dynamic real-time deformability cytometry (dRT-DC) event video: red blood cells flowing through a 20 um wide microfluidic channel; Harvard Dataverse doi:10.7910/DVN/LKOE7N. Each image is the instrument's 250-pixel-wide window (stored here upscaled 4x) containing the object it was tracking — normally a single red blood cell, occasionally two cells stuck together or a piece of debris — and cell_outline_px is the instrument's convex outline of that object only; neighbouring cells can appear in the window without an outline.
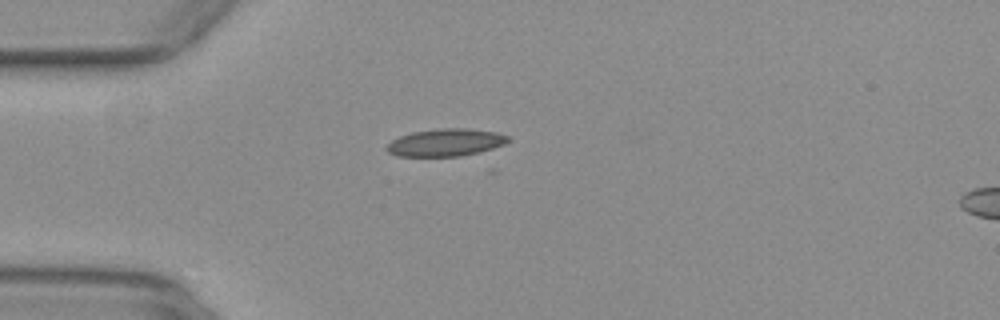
{"species": "common noctule bat (a hibernating species)", "species_latin": "Nyctalus noctula", "temperature_condition": "warm", "stored_images_in_passage": 34, "camera_frame_rate_fps": 3000, "um_per_image_px": 0.085, "animal": {"sex": "female", "body_mass_g": 29.2, "forearm_length_mm": 56.3}, "frame": {"image": 1, "passage_image": 1, "time_ms": 0.0, "image_size_px": [1000, 320], "cell_outline_px": [[508, 140], [504, 144], [492, 148], [460, 156], [396, 156], [388, 152], [384, 148], [392, 140], [400, 136], [412, 132], [440, 128], [468, 128], [496, 132], [508, 136]], "centroid_in_image_um": [37.83, 12.1], "position_along_channel_um": 47.2, "area_um2": 19.25}}
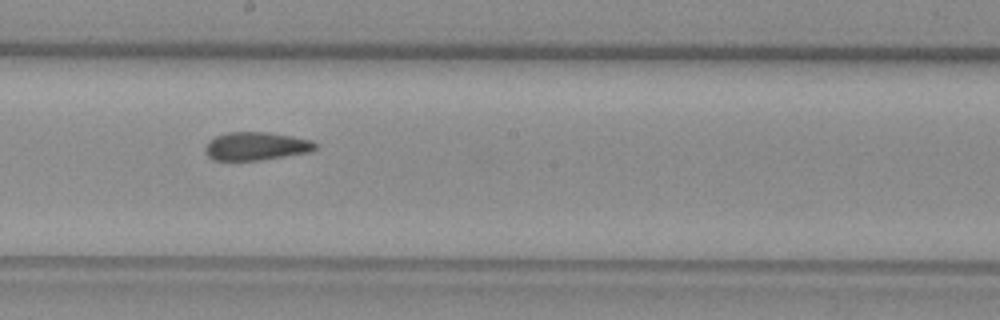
{"frame": {"image": 2, "passage_image": 16, "time_ms": 5.0, "image_size_px": [1000, 320], "cell_outline_px": [[316, 148], [312, 152], [264, 160], [212, 160], [204, 152], [204, 148], [208, 140], [216, 136], [228, 132], [268, 132], [292, 136], [312, 140], [316, 144]], "centroid_in_image_um": [21.77, 12.43], "position_along_channel_um": 226.4, "area_um2": 18.38}}
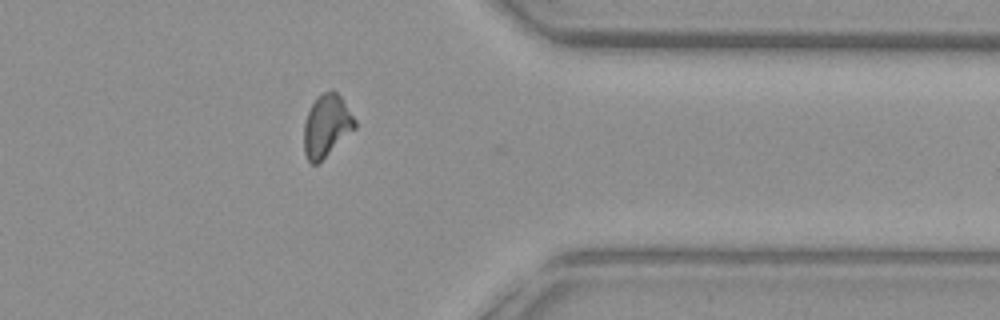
{"frame": {"image": 3, "passage_image": 29, "time_ms": 9.333, "image_size_px": [1000, 320], "cell_outline_px": [[356, 128], [316, 164], [312, 164], [308, 160], [304, 152], [304, 124], [308, 112], [316, 96], [332, 88], [340, 96], [356, 120]], "centroid_in_image_um": [27.75, 10.66], "position_along_channel_um": 383.6, "area_um2": 18.26}, "authors_computed_cell_mechanics": {"area_um2": 18.5249, "velocity_mm_per_s": 3.917, "shape_relaxation_time_tau1_ms": null, "shape_relaxation_time_tau2_ms": 2.3216, "deformation_change_tau1": null, "deformation_change_tau2": 0.0933}}